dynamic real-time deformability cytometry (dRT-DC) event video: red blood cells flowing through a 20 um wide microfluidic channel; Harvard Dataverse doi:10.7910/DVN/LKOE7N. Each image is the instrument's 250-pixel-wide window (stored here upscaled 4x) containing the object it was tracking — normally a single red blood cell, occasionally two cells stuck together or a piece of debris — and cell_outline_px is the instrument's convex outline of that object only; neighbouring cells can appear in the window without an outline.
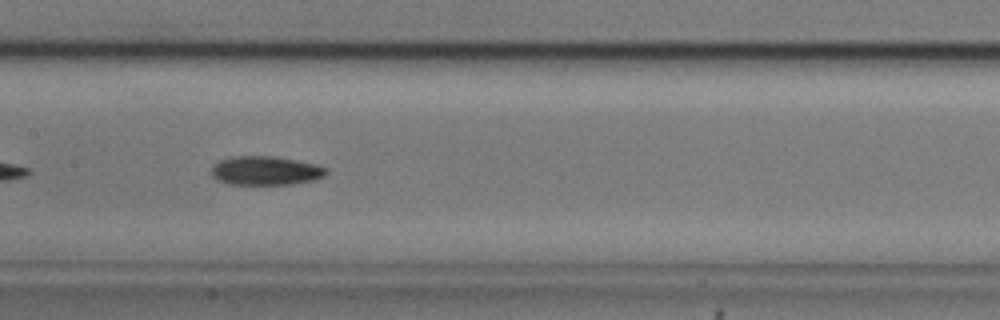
{"species": "common noctule bat (a hibernating species)", "species_latin": "Nyctalus noctula", "temperature_condition": "cold", "stored_images_in_passage": 40, "camera_frame_rate_fps": 3000, "um_per_image_px": 0.085, "animal": {"sex": "male", "body_mass_g": 20.5, "forearm_length_mm": 52.5}, "frame": {"image": 1, "passage_image": 12, "time_ms": 3.667, "image_size_px": [1000, 320], "cell_outline_px": [[328, 172], [324, 176], [316, 180], [292, 184], [228, 184], [216, 180], [212, 176], [212, 164], [220, 160], [232, 156], [276, 156], [316, 164], [328, 168]], "centroid_in_image_um": [22.58, 14.5], "position_along_channel_um": 184.8, "area_um2": 19.59}}
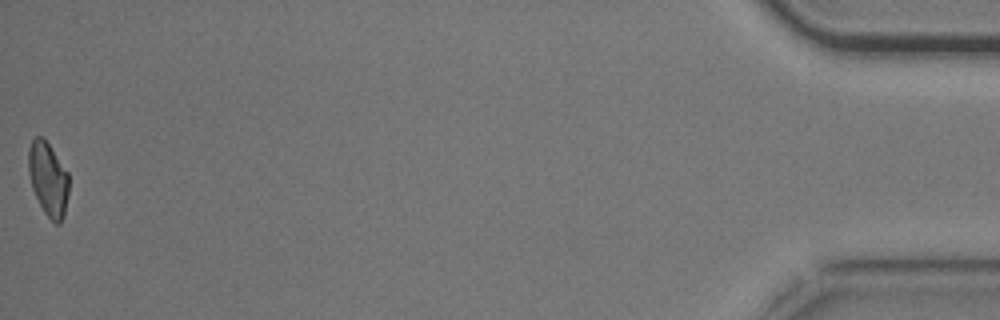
{"frame": {"image": 2, "passage_image": 40, "time_ms": 13.0, "image_size_px": [1000, 320], "cell_outline_px": [[68, 192], [64, 216], [60, 224], [56, 224], [44, 212], [32, 188], [28, 172], [28, 148], [32, 140], [36, 136], [40, 136], [48, 144], [68, 172]], "centroid_in_image_um": [4.08, 15.22], "position_along_channel_um": 431.1, "area_um2": 17.17}, "authors_computed_cell_mechanics": {"area_um2": 18.6983, "velocity_mm_per_s": 3.6947, "shape_relaxation_time_tau1_ms": 9.0559, "shape_relaxation_time_tau2_ms": null, "deformation_change_tau1": 0.1832, "deformation_change_tau2": null}}